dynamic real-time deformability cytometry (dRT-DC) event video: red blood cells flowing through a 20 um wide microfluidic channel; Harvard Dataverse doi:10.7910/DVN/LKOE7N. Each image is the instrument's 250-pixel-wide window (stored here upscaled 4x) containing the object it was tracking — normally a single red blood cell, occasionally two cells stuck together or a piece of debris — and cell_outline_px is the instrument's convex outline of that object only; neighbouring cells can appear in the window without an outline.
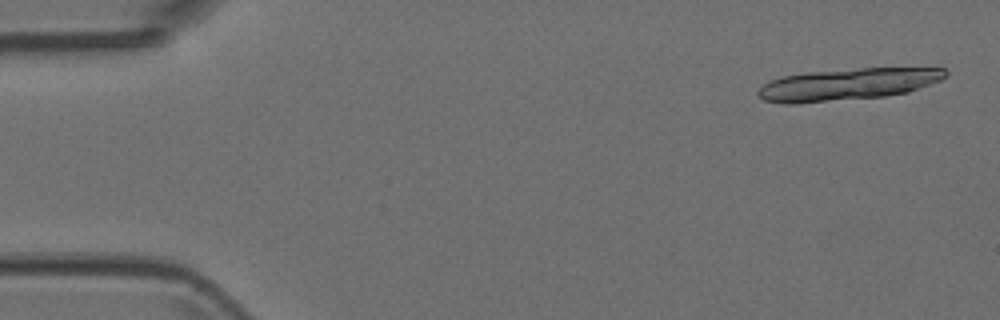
{"species": "Egyptian fruit bat (a non-hibernating species)", "species_latin": "Rousettus aegyptiacus", "temperature_condition": "room temperature", "stored_images_in_passage": 4, "camera_frame_rate_fps": 3000, "um_per_image_px": 0.085, "animal": {"sex": "female"}, "frame": {"image": 1, "passage_image": 1, "time_ms": 0.0, "image_size_px": [1000, 320], "cell_outline_px": [[948, 76], [940, 80], [908, 92], [884, 96], [792, 104], [784, 104], [764, 100], [756, 92], [764, 84], [772, 80], [784, 76], [808, 72], [860, 68], [944, 68], [948, 72]], "centroid_in_image_um": [72.06, 7.16], "position_along_channel_um": 12.9, "area_um2": 34.45}}
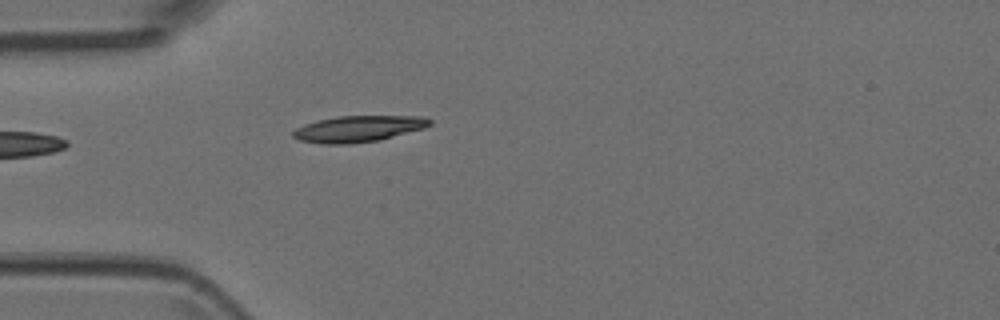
{"frame": {"image": 2, "passage_image": 4, "time_ms": 1.0, "image_size_px": [1000, 320], "cell_outline_px": [[432, 124], [424, 128], [380, 140], [348, 144], [320, 144], [300, 140], [292, 136], [292, 132], [296, 128], [304, 124], [316, 120], [336, 116], [424, 116], [432, 120]], "centroid_in_image_um": [30.45, 10.94], "position_along_channel_um": 54.6, "area_um2": 21.1}}